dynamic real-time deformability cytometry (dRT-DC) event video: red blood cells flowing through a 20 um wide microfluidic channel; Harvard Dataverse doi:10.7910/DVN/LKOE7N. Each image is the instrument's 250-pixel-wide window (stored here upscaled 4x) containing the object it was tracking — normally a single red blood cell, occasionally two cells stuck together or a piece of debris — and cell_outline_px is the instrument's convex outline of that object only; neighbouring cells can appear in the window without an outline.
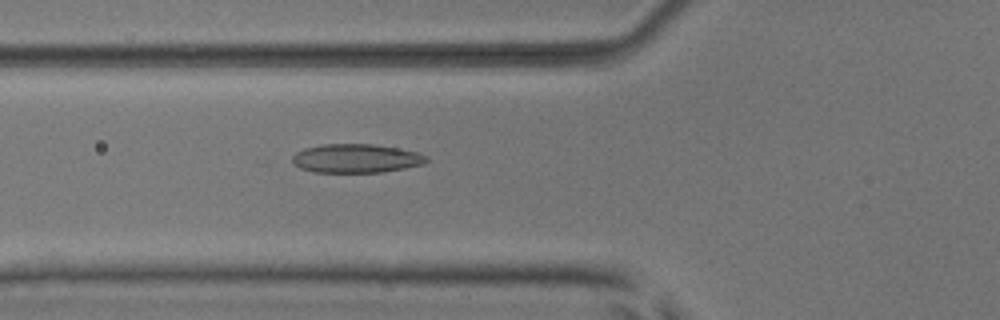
{"species": "common noctule bat (a hibernating species)", "species_latin": "Nyctalus noctula", "temperature_condition": "room temperature", "stored_images_in_passage": 39, "camera_frame_rate_fps": 3000, "um_per_image_px": 0.085, "animal": {"sex": "male", "body_mass_g": 17.9, "forearm_length_mm": 54.2}, "frame": {"image": 1, "passage_image": 6, "time_ms": 1.667, "image_size_px": [1000, 320], "cell_outline_px": [[428, 160], [424, 164], [384, 172], [312, 172], [300, 168], [292, 164], [292, 156], [296, 152], [304, 148], [324, 144], [372, 144], [396, 148], [416, 152], [428, 156]], "centroid_in_image_um": [30.24, 13.47], "position_along_channel_um": 95.6, "area_um2": 22.54}}
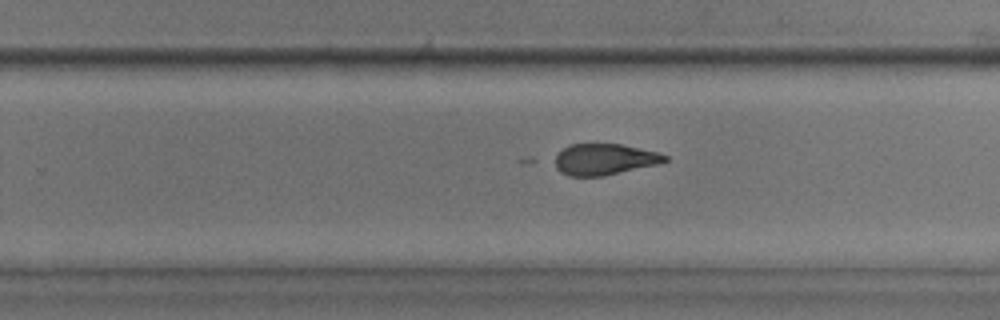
{"frame": {"image": 2, "passage_image": 20, "time_ms": 6.333, "image_size_px": [1000, 320], "cell_outline_px": [[668, 160], [656, 164], [604, 176], [568, 176], [560, 172], [548, 160], [568, 144], [620, 144], [656, 152], [668, 156]], "centroid_in_image_um": [51.24, 13.55], "position_along_channel_um": 278.6, "area_um2": 20.23}}
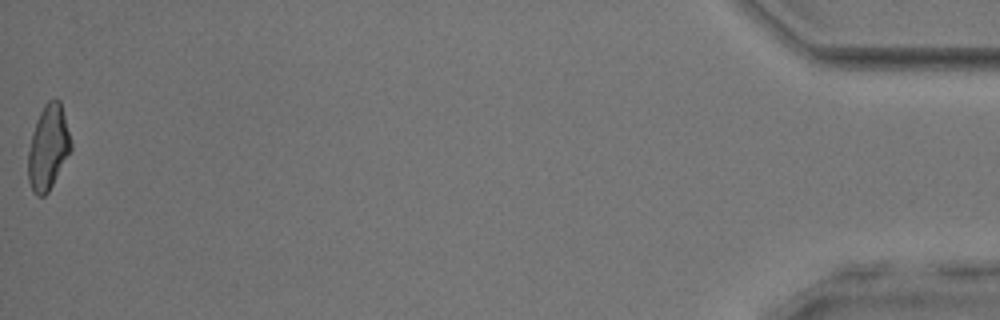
{"frame": {"image": 3, "passage_image": 39, "time_ms": 12.667, "image_size_px": [1000, 320], "cell_outline_px": [[72, 148], [48, 192], [44, 196], [36, 196], [32, 192], [28, 180], [28, 152], [32, 132], [36, 120], [44, 104], [48, 100], [60, 100], [72, 144]], "centroid_in_image_um": [4.08, 12.55], "position_along_channel_um": 431.1, "area_um2": 20.98}}